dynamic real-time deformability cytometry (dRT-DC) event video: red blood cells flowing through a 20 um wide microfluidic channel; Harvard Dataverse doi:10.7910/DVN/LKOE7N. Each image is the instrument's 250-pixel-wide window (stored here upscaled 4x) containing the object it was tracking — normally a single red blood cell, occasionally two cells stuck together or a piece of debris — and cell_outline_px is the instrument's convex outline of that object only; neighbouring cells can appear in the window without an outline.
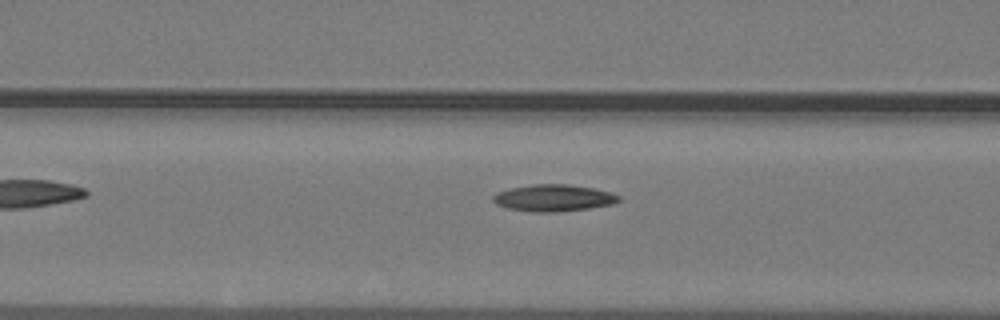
{"species": "common noctule bat (a hibernating species)", "species_latin": "Nyctalus noctula", "temperature_condition": "warm", "stored_images_in_passage": 8, "camera_frame_rate_fps": 3000, "um_per_image_px": 0.085, "animal": {"sex": "male", "body_mass_g": 19.2, "forearm_length_mm": 51.8}, "frame": {"image": 1, "passage_image": 6, "time_ms": 1.667, "image_size_px": [1000, 320], "cell_outline_px": [[620, 200], [612, 204], [588, 208], [556, 212], [532, 212], [508, 208], [496, 204], [492, 200], [492, 196], [496, 192], [508, 188], [532, 184], [568, 184], [592, 188], [608, 192], [620, 196]], "centroid_in_image_um": [46.99, 16.82], "position_along_channel_um": 119.6, "area_um2": 19.59}}